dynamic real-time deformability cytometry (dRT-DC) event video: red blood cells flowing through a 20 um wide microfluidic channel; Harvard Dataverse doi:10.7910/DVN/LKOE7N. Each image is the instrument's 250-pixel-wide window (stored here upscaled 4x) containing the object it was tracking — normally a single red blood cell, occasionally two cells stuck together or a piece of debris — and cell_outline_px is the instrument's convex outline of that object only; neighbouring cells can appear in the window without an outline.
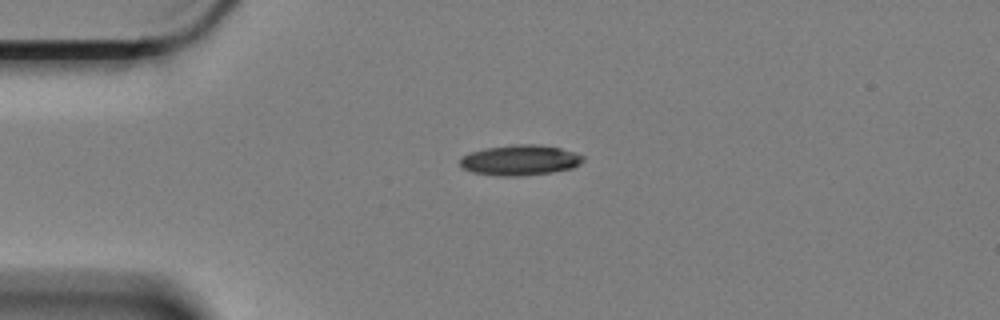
{"species": "Egyptian fruit bat (a non-hibernating species)", "species_latin": "Rousettus aegyptiacus", "temperature_condition": "cold", "stored_images_in_passage": 39, "camera_frame_rate_fps": 3000, "um_per_image_px": 0.085, "animal": {"sex": "female"}, "frame": {"image": 1, "passage_image": 1, "time_ms": 0.0, "image_size_px": [1000, 320], "cell_outline_px": [[584, 160], [580, 164], [572, 168], [552, 172], [524, 176], [496, 176], [472, 172], [460, 168], [460, 156], [468, 152], [488, 148], [520, 144], [536, 144], [560, 148], [584, 156]], "centroid_in_image_um": [44.16, 13.63], "position_along_channel_um": 40.8, "area_um2": 21.91}}
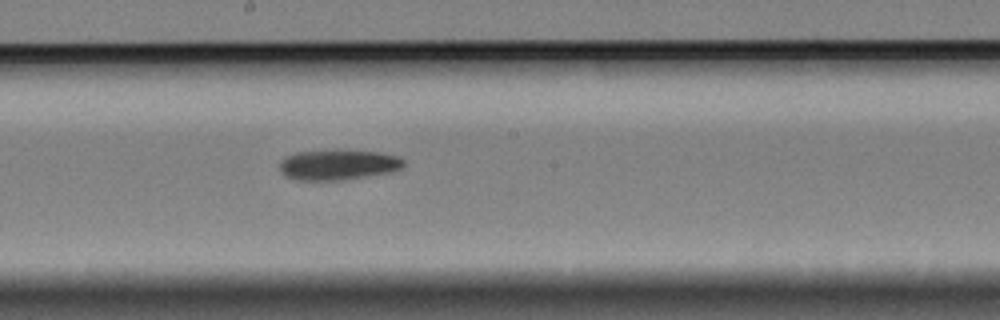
{"frame": {"image": 2, "passage_image": 19, "time_ms": 6.0, "image_size_px": [1000, 320], "cell_outline_px": [[404, 164], [400, 168], [392, 172], [344, 180], [300, 180], [284, 176], [280, 172], [280, 160], [284, 156], [296, 152], [380, 152], [400, 156], [404, 160]], "centroid_in_image_um": [28.73, 14.04], "position_along_channel_um": 219.5, "area_um2": 21.5}}
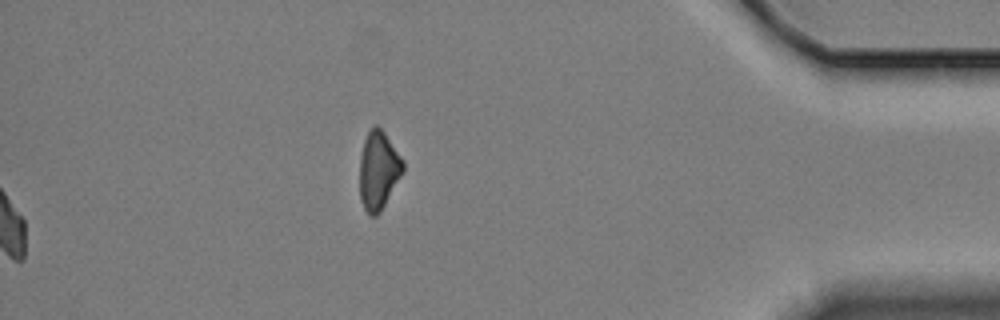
{"frame": {"image": 3, "passage_image": 39, "time_ms": 12.667, "image_size_px": [1000, 320], "cell_outline_px": [[404, 172], [380, 212], [376, 216], [368, 216], [360, 200], [360, 156], [364, 140], [368, 132], [376, 124], [384, 132], [404, 160]], "centroid_in_image_um": [32.18, 14.5], "position_along_channel_um": 403.0, "area_um2": 19.88}, "authors_computed_cell_mechanics": {"area_um2": 21.8484, "velocity_mm_per_s": 3.369, "shape_relaxation_time_tau1_ms": 6.2589, "shape_relaxation_time_tau2_ms": null, "deformation_change_tau1": 0.1253, "deformation_change_tau2": null}}